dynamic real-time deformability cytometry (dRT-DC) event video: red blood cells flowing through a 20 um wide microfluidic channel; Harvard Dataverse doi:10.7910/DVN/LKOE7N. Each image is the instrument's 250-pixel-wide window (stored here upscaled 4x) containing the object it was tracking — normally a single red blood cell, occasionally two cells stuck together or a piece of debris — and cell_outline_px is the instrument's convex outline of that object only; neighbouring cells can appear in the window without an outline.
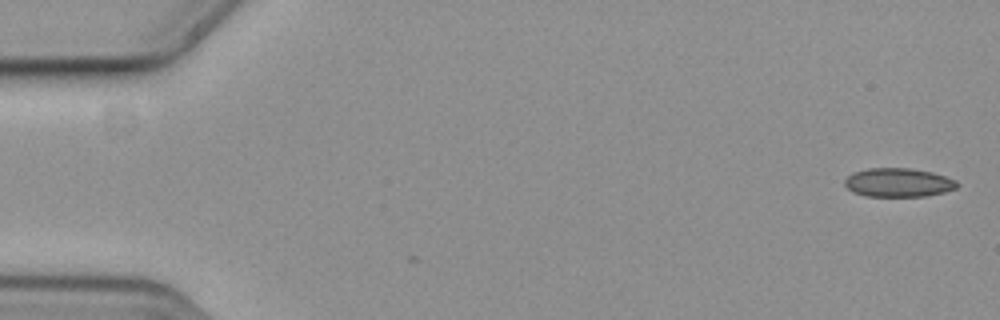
{"species": "common noctule bat (a hibernating species)", "species_latin": "Nyctalus noctula", "temperature_condition": "cold", "stored_images_in_passage": 2, "camera_frame_rate_fps": 3000, "um_per_image_px": 0.085, "animal": {"sex": "female", "body_mass_g": 19.3, "forearm_length_mm": 54.1}, "frame": {"image": 1, "passage_image": 2, "time_ms": 0.333, "image_size_px": [1000, 320], "cell_outline_px": [[960, 184], [956, 188], [944, 192], [928, 196], [864, 196], [852, 192], [844, 184], [844, 180], [852, 172], [868, 168], [912, 168], [932, 172], [956, 180]], "centroid_in_image_um": [76.35, 15.51], "position_along_channel_um": 8.7, "area_um2": 19.02}}